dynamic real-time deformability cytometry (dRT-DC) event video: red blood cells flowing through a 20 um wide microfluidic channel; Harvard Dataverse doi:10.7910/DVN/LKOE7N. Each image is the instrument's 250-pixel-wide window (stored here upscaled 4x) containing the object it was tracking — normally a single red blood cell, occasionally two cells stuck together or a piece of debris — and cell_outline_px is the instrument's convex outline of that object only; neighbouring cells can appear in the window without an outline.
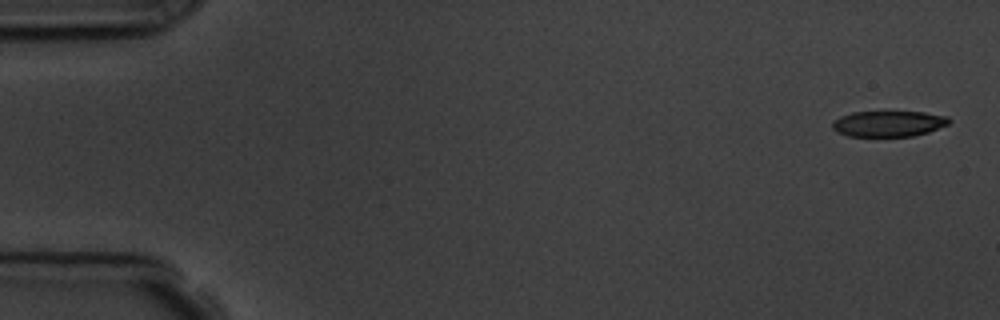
{"species": "common noctule bat (a hibernating species)", "species_latin": "Nyctalus noctula", "temperature_condition": "room temperature", "stored_images_in_passage": 7, "camera_frame_rate_fps": 3000, "um_per_image_px": 0.085, "animal": {"sex": "male", "body_mass_g": 19.5, "forearm_length_mm": 54.6}, "frame": {"image": 1, "passage_image": 1, "time_ms": 0.0, "image_size_px": [1000, 320], "cell_outline_px": [[952, 120], [948, 124], [928, 132], [912, 136], [848, 136], [836, 132], [832, 128], [832, 120], [840, 116], [852, 112], [924, 112], [948, 116]], "centroid_in_image_um": [75.5, 10.51], "position_along_channel_um": 9.5, "area_um2": 17.63}}
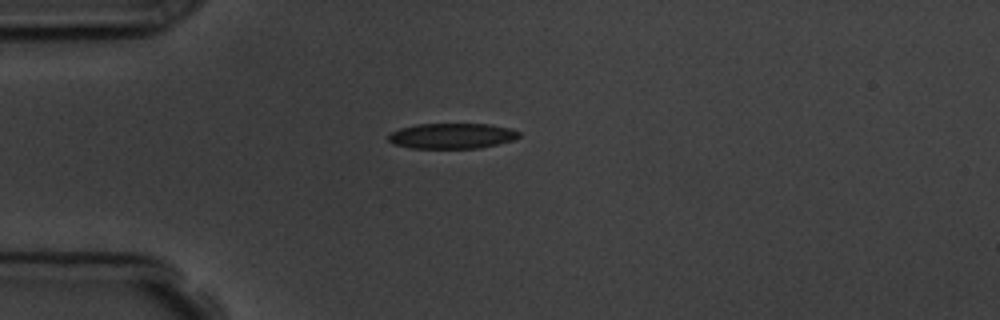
{"frame": {"image": 2, "passage_image": 5, "time_ms": 4.333, "image_size_px": [1000, 320], "cell_outline_px": [[520, 136], [512, 140], [480, 148], [408, 148], [392, 144], [388, 140], [388, 136], [392, 132], [400, 128], [416, 124], [488, 124], [512, 128], [520, 132]], "centroid_in_image_um": [38.4, 11.55], "position_along_channel_um": 46.6, "area_um2": 19.42}}
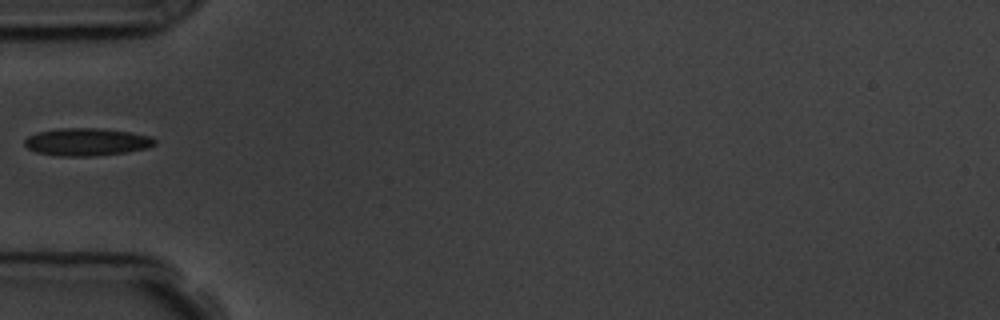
{"frame": {"image": 3, "passage_image": 6, "time_ms": 5.667, "image_size_px": [1000, 320], "cell_outline_px": [[156, 144], [148, 148], [124, 152], [92, 156], [60, 156], [36, 152], [28, 148], [24, 144], [24, 140], [28, 136], [36, 132], [56, 128], [104, 128], [128, 132], [148, 136], [156, 140]], "centroid_in_image_um": [7.33, 12.05], "position_along_channel_um": 77.7, "area_um2": 20.92}}